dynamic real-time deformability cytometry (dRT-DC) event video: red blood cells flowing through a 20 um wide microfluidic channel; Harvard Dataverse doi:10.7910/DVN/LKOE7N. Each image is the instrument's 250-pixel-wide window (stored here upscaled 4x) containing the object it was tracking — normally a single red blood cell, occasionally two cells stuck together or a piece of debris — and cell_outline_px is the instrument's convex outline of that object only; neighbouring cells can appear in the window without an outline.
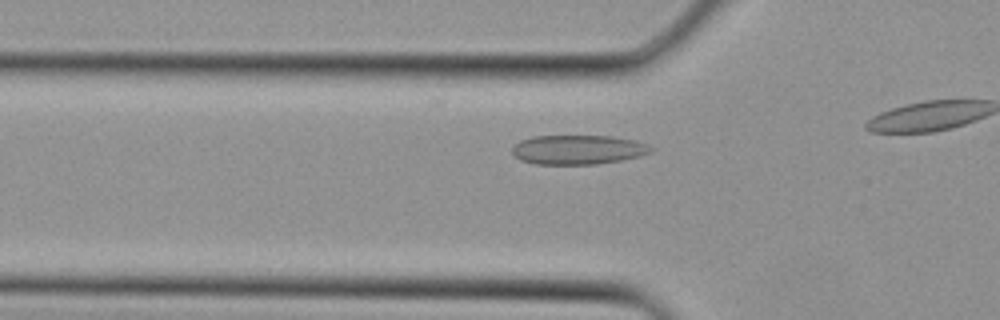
{"species": "Egyptian fruit bat (a non-hibernating species)", "species_latin": "Rousettus aegyptiacus", "temperature_condition": "cold", "stored_images_in_passage": 6, "camera_frame_rate_fps": 3000, "um_per_image_px": 0.085, "animal": {"sex": "female"}, "frame": {"image": 1, "passage_image": 5, "time_ms": 1.333, "image_size_px": [1000, 320], "cell_outline_px": [[656, 148], [652, 152], [640, 156], [620, 160], [596, 164], [536, 164], [520, 160], [512, 152], [512, 148], [520, 140], [532, 136], [612, 136], [636, 140], [648, 144]], "centroid_in_image_um": [49.17, 12.71], "position_along_channel_um": 76.6, "area_um2": 23.87}}
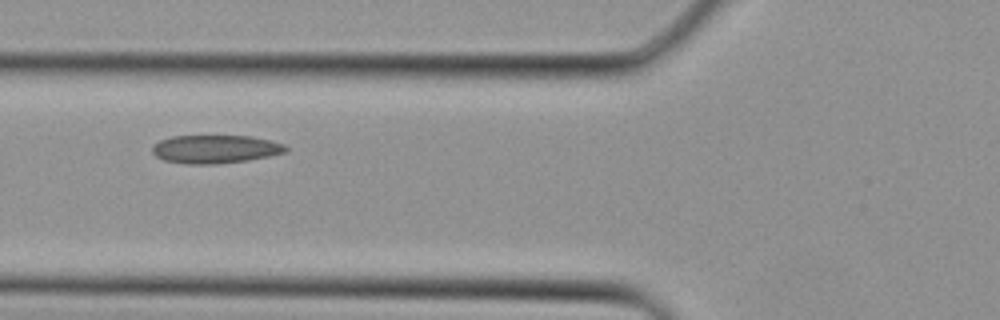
{"frame": {"image": 2, "passage_image": 6, "time_ms": 1.667, "image_size_px": [1000, 320], "cell_outline_px": [[288, 152], [248, 160], [216, 164], [188, 164], [164, 160], [156, 156], [152, 152], [152, 144], [160, 140], [172, 136], [252, 136], [284, 144], [288, 148]], "centroid_in_image_um": [18.29, 12.67], "position_along_channel_um": 107.5, "area_um2": 22.02}}